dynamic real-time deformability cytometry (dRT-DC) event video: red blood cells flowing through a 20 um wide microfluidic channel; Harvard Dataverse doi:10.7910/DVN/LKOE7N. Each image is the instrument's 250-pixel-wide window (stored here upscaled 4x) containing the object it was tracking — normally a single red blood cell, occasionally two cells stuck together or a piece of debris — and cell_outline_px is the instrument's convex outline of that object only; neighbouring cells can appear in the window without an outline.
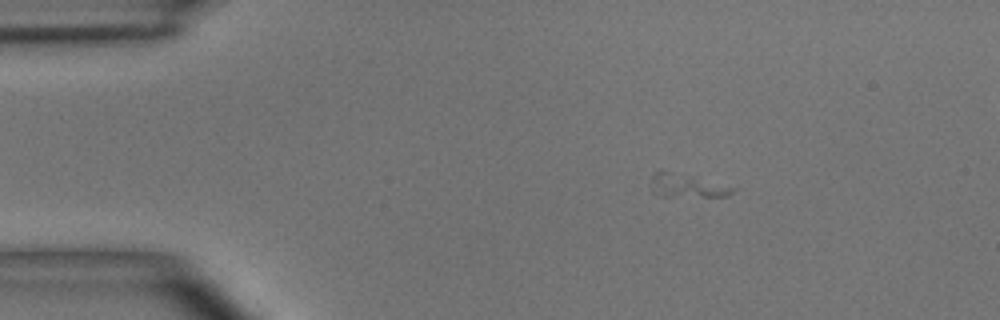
{"species": "common noctule bat (a hibernating species)", "species_latin": "Nyctalus noctula", "temperature_condition": "room temperature", "stored_images_in_passage": 3, "segment_of_instrument_passage": [1, 2], "camera_frame_rate_fps": 3000, "um_per_image_px": 0.085, "animal": {"sex": "male", "body_mass_g": 15.6}, "frame": {"image": 1, "passage_image": 1, "time_ms": 0.0, "image_size_px": [1000, 320], "cell_outline_px": [[736, 188], [728, 196], [664, 196], [652, 192], [652, 176], [660, 168]], "centroid_in_image_um": [58.33, 15.77], "position_along_channel_um": 26.7, "area_um2": 10.87}}